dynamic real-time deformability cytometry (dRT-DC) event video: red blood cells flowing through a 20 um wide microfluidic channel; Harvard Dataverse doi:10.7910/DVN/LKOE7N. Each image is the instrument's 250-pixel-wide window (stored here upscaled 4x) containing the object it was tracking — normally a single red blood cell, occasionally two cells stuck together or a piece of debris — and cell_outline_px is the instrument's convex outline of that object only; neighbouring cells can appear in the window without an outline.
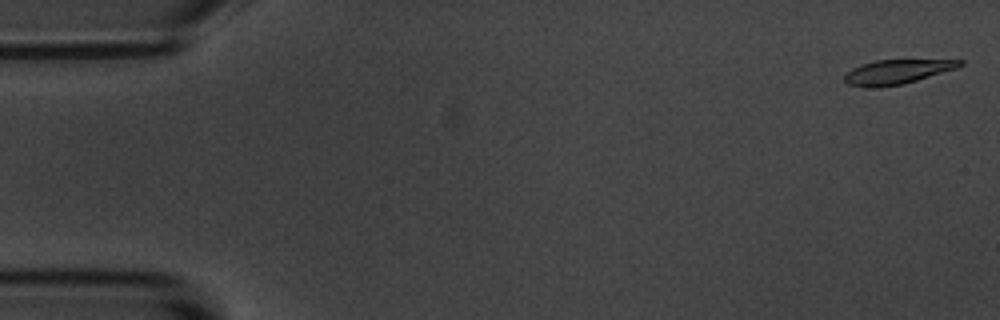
{"species": "common noctule bat (a hibernating species)", "species_latin": "Nyctalus noctula", "temperature_condition": "room temperature", "stored_images_in_passage": 53, "camera_frame_rate_fps": 3000, "um_per_image_px": 0.085, "animal": {"sex": "male", "body_mass_g": 20.1, "forearm_length_mm": 53.5}, "frame": {"image": 1, "passage_image": 1, "time_ms": 0.0, "image_size_px": [1000, 320], "cell_outline_px": [[964, 64], [956, 68], [904, 84], [880, 88], [864, 88], [848, 84], [844, 80], [844, 76], [852, 68], [860, 64], [876, 60], [964, 60]], "centroid_in_image_um": [76.19, 6.12], "position_along_channel_um": 8.8, "area_um2": 16.47}}
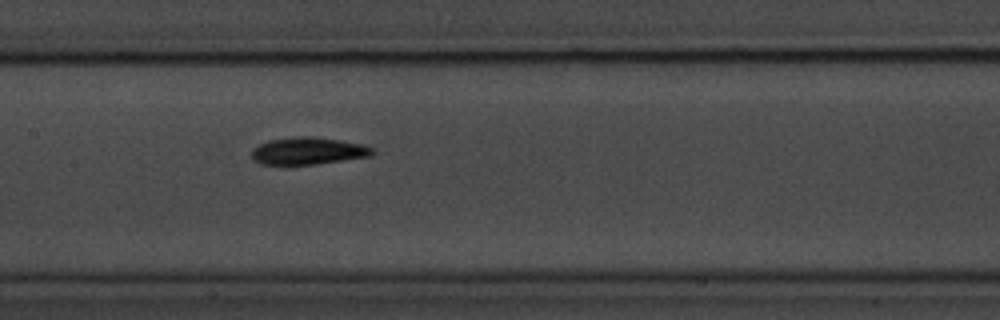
{"frame": {"image": 2, "passage_image": 26, "time_ms": 8.333, "image_size_px": [1000, 320], "cell_outline_px": [[376, 152], [372, 156], [316, 164], [260, 164], [252, 156], [252, 148], [268, 140], [292, 136], [312, 136], [360, 144], [372, 148]], "centroid_in_image_um": [26.18, 12.82], "position_along_channel_um": 181.2, "area_um2": 19.02}}
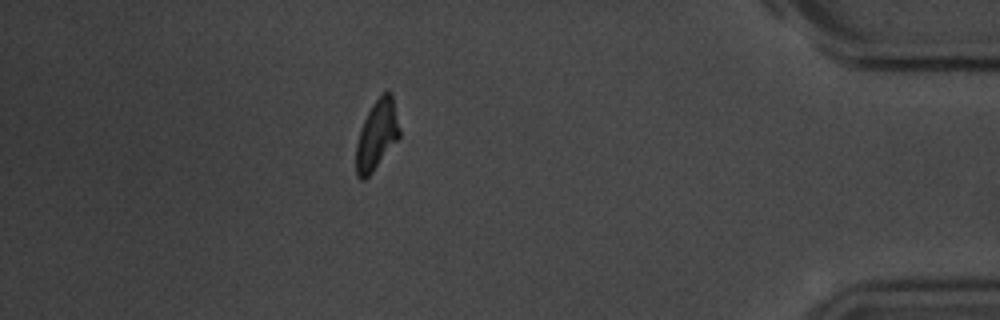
{"frame": {"image": 3, "passage_image": 48, "time_ms": 15.667, "image_size_px": [1000, 320], "cell_outline_px": [[400, 136], [372, 172], [364, 180], [360, 180], [356, 176], [356, 144], [360, 128], [372, 104], [384, 92], [392, 92], [400, 128]], "centroid_in_image_um": [32.02, 11.47], "position_along_channel_um": 403.2, "area_um2": 17.51}}